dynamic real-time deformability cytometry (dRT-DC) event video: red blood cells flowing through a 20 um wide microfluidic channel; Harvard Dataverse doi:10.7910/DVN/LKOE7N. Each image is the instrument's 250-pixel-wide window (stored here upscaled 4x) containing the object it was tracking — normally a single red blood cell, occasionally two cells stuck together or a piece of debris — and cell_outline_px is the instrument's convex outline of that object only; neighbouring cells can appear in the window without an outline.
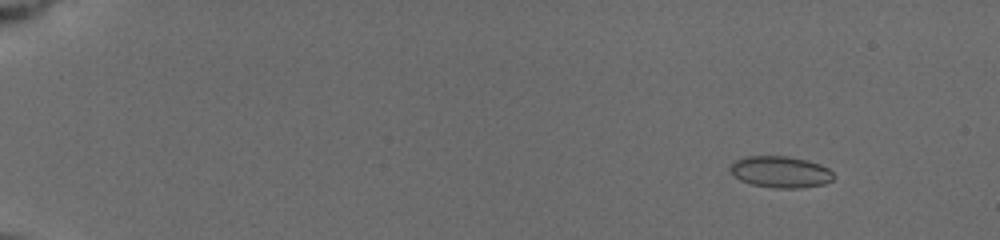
{"species": "common noctule bat (a hibernating species)", "species_latin": "Nyctalus noctula", "temperature_condition": "cold", "stored_images_in_passage": 8, "camera_frame_rate_fps": 3000, "um_per_image_px": 0.085, "animal": {"sex": "female", "body_mass_g": 19.5, "forearm_length_mm": 54.1}, "frame": {"image": 1, "passage_image": 3, "time_ms": 1.667, "image_size_px": [1000, 240], "cell_outline_px": [[836, 176], [832, 180], [824, 184], [800, 188], [776, 188], [752, 184], [740, 180], [728, 168], [736, 160], [744, 156], [788, 156], [808, 160], [820, 164], [828, 168]], "centroid_in_image_um": [66.37, 14.61], "position_along_channel_um": 18.6, "area_um2": 19.02}}
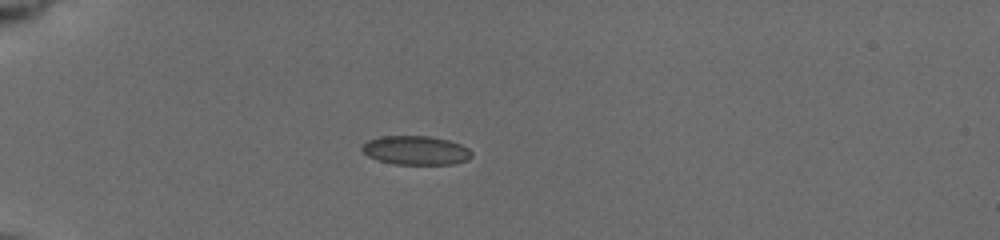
{"frame": {"image": 2, "passage_image": 7, "time_ms": 5.333, "image_size_px": [1000, 240], "cell_outline_px": [[472, 156], [468, 160], [452, 164], [392, 164], [376, 160], [368, 156], [360, 148], [368, 140], [380, 136], [428, 136], [448, 140], [460, 144], [468, 148], [472, 152]], "centroid_in_image_um": [35.33, 12.78], "position_along_channel_um": 49.7, "area_um2": 18.55}}